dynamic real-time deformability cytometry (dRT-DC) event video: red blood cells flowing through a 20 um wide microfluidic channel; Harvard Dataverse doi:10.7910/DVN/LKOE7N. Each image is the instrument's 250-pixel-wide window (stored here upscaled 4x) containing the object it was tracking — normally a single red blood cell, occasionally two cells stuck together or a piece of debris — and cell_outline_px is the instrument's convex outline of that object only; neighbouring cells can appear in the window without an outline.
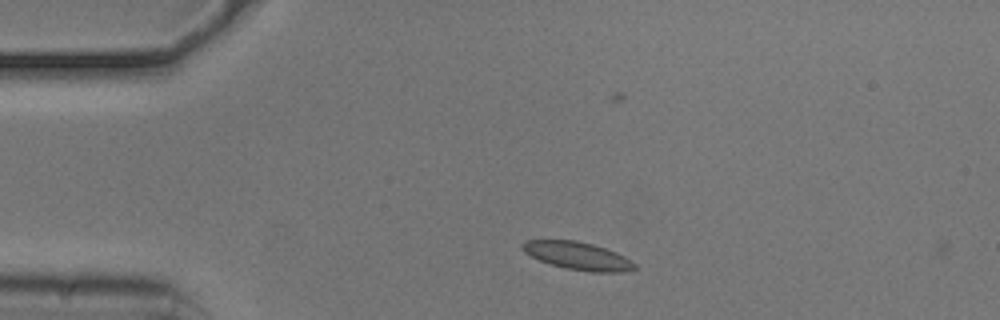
{"species": "common noctule bat (a hibernating species)", "species_latin": "Nyctalus noctula", "temperature_condition": "cold", "stored_images_in_passage": 5, "camera_frame_rate_fps": 3000, "um_per_image_px": 0.085, "animal": {"sex": "male", "body_mass_g": 20.5, "forearm_length_mm": 52.5}, "frame": {"image": 1, "passage_image": 1, "time_ms": 0.0, "image_size_px": [1000, 320], "cell_outline_px": [[636, 268], [624, 272], [592, 272], [564, 268], [540, 260], [524, 252], [520, 248], [520, 244], [524, 240], [576, 240], [592, 244], [616, 252], [632, 260], [636, 264]], "centroid_in_image_um": [49.1, 21.74], "position_along_channel_um": 35.9, "area_um2": 18.21}}